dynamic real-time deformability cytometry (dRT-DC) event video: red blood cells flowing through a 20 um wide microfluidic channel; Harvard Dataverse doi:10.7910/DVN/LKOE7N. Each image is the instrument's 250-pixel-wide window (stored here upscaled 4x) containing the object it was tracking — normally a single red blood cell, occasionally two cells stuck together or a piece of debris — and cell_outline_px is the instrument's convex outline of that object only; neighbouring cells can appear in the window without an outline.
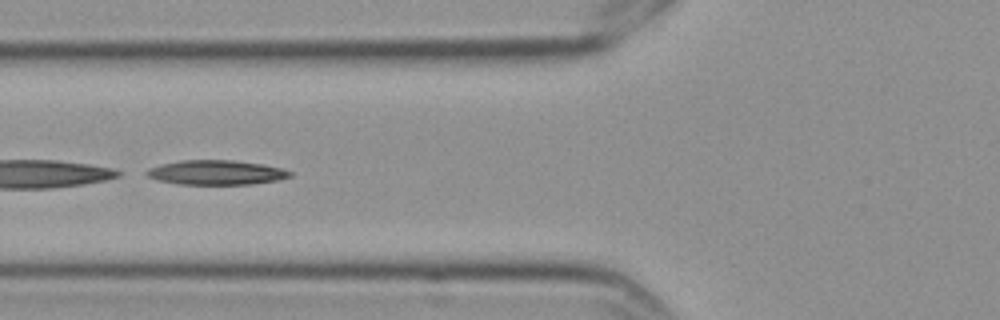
{"species": "Egyptian fruit bat (a non-hibernating species)", "species_latin": "Rousettus aegyptiacus", "temperature_condition": "cold", "stored_images_in_passage": 8, "camera_frame_rate_fps": 3000, "um_per_image_px": 0.085, "frame": {"image": 1, "passage_image": 6, "time_ms": 1.667, "image_size_px": [1000, 320], "cell_outline_px": [[292, 176], [276, 180], [252, 184], [180, 184], [156, 180], [148, 176], [144, 172], [148, 168], [180, 160], [232, 160], [260, 164], [280, 168], [292, 172]], "centroid_in_image_um": [18.35, 14.66], "position_along_channel_um": 107.5, "area_um2": 20.29}}
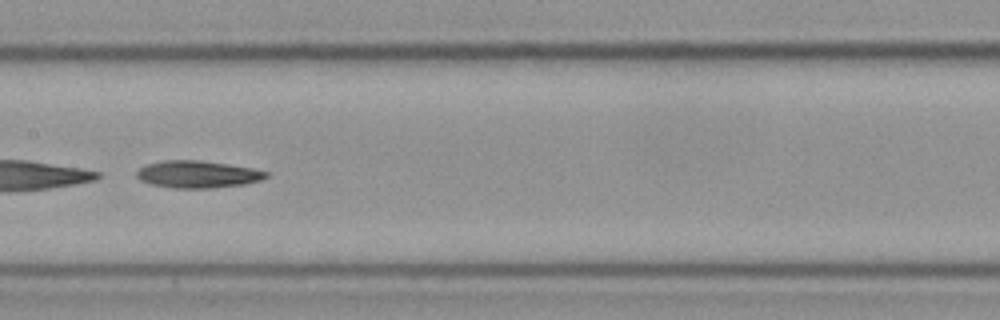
{"frame": {"image": 2, "passage_image": 8, "time_ms": 2.333, "image_size_px": [1000, 320], "cell_outline_px": [[268, 176], [260, 180], [244, 184], [212, 188], [172, 188], [152, 184], [140, 180], [136, 176], [136, 172], [140, 168], [148, 164], [164, 160], [200, 160], [228, 164], [252, 168], [268, 172]], "centroid_in_image_um": [16.79, 14.81], "position_along_channel_um": 190.6, "area_um2": 20.4}}